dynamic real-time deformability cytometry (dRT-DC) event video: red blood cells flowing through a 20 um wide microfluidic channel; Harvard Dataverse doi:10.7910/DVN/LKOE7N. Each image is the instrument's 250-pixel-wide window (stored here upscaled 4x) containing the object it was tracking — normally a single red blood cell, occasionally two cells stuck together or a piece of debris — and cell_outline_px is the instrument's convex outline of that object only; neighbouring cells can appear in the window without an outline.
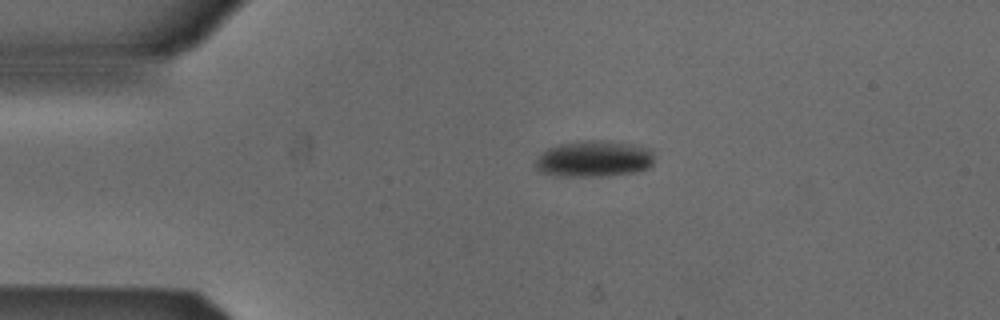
{"species": "Egyptian fruit bat (a non-hibernating species)", "species_latin": "Rousettus aegyptiacus", "temperature_condition": "cold", "stored_images_in_passage": 3, "camera_frame_rate_fps": 3000, "um_per_image_px": 0.085, "animal": {"sex": "male"}, "frame": {"image": 1, "passage_image": 2, "time_ms": 0.333, "image_size_px": [1000, 320], "cell_outline_px": [[652, 164], [648, 168], [636, 172], [608, 176], [556, 176], [540, 172], [532, 164], [540, 152], [548, 148], [560, 144], [580, 140], [604, 140], [632, 144], [648, 148], [652, 152]], "centroid_in_image_um": [50.42, 13.5], "position_along_channel_um": 34.6, "area_um2": 25.49}}